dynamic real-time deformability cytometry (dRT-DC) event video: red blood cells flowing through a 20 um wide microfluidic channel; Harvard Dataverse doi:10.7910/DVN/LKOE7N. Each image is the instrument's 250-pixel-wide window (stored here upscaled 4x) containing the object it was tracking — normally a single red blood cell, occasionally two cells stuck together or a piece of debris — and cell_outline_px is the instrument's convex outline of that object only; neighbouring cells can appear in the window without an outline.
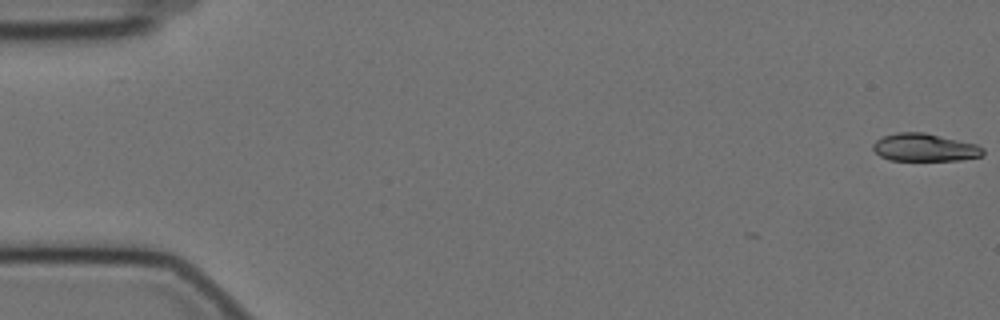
{"species": "Egyptian fruit bat (a non-hibernating species)", "species_latin": "Rousettus aegyptiacus", "temperature_condition": "cold", "stored_images_in_passage": 7, "camera_frame_rate_fps": 3000, "um_per_image_px": 0.085, "animal": {"sex": "female"}, "frame": {"image": 1, "passage_image": 1, "time_ms": 0.0, "image_size_px": [1000, 320], "cell_outline_px": [[984, 152], [980, 156], [960, 160], [888, 160], [880, 156], [872, 148], [872, 144], [876, 140], [884, 136], [896, 132], [924, 132], [976, 144], [984, 148]], "centroid_in_image_um": [78.57, 12.53], "position_along_channel_um": 6.4, "area_um2": 17.74}}